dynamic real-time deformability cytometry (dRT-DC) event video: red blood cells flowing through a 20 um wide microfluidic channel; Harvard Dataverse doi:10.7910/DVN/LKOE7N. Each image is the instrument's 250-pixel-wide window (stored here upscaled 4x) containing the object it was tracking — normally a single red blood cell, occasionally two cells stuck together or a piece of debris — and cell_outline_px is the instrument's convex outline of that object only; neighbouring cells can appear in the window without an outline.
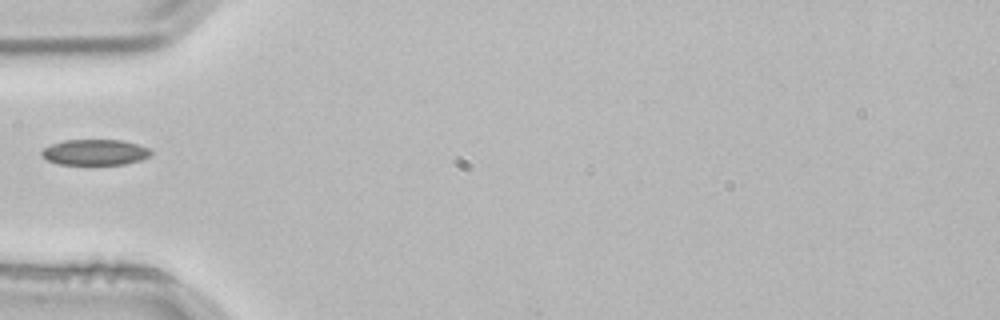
{"species": "common noctule bat (a hibernating species)", "species_latin": "Nyctalus noctula", "temperature_condition": "room temperature", "stored_images_in_passage": 4, "camera_frame_rate_fps": 3000, "um_per_image_px": 0.085, "animal": {"sex": "male", "body_mass_g": 21.5, "forearm_length_mm": 52.0}, "frame": {"image": 1, "passage_image": 4, "time_ms": 1.0, "image_size_px": [1000, 320], "cell_outline_px": [[152, 152], [148, 156], [140, 160], [124, 164], [60, 164], [48, 160], [40, 156], [40, 152], [44, 148], [52, 144], [64, 140], [124, 140], [148, 148]], "centroid_in_image_um": [8.04, 12.94], "position_along_channel_um": 77.0, "area_um2": 16.24}}